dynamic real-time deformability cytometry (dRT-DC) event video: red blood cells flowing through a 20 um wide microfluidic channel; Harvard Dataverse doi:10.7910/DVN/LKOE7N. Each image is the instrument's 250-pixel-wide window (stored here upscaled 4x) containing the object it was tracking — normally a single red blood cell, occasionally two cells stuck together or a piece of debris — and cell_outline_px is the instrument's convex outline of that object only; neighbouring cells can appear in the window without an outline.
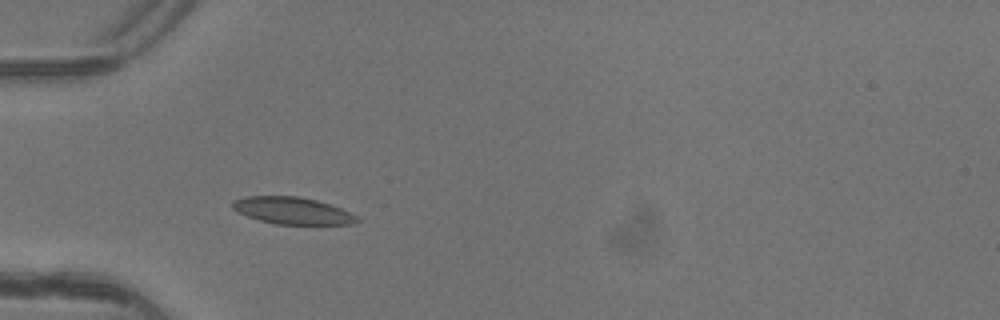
{"species": "common noctule bat (a hibernating species)", "species_latin": "Nyctalus noctula", "temperature_condition": "warm", "stored_images_in_passage": 4, "camera_frame_rate_fps": 3000, "um_per_image_px": 0.085, "animal": {"sex": "female"}, "frame": {"image": 1, "passage_image": 2, "time_ms": 0.333, "image_size_px": [1000, 320], "cell_outline_px": [[360, 220], [352, 224], [276, 224], [260, 220], [236, 212], [232, 208], [232, 200], [244, 196], [296, 196], [316, 200], [340, 208], [356, 216]], "centroid_in_image_um": [24.8, 17.9], "position_along_channel_um": 60.2, "area_um2": 19.42}}
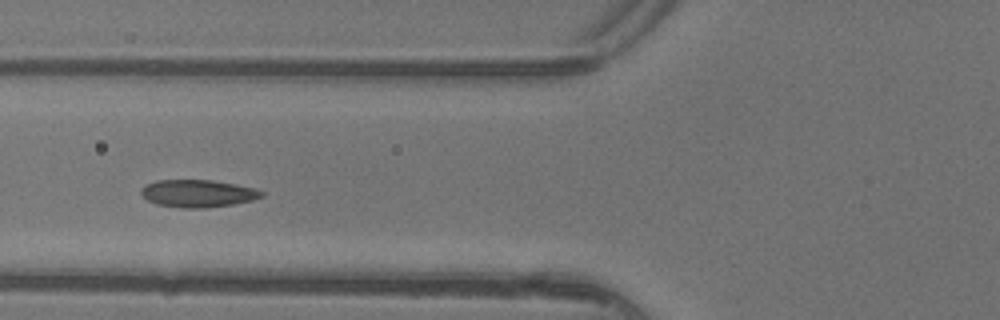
{"frame": {"image": 2, "passage_image": 3, "time_ms": 0.667, "image_size_px": [1000, 320], "cell_outline_px": [[264, 196], [252, 200], [232, 204], [204, 208], [180, 208], [156, 204], [148, 200], [140, 192], [140, 188], [156, 180], [212, 180], [236, 184], [252, 188], [264, 192]], "centroid_in_image_um": [16.8, 16.44], "position_along_channel_um": 109.0, "area_um2": 19.19}}
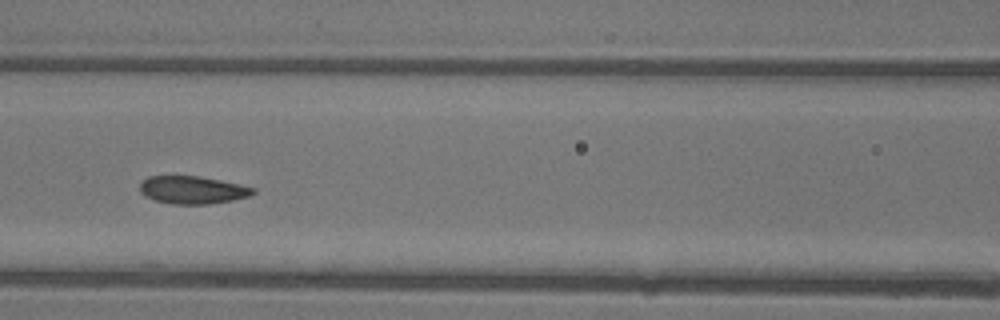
{"frame": {"image": 3, "passage_image": 4, "time_ms": 1.0, "image_size_px": [1000, 320], "cell_outline_px": [[256, 192], [248, 196], [232, 200], [208, 204], [172, 204], [156, 200], [144, 196], [140, 192], [140, 184], [148, 176], [200, 176], [240, 184], [256, 188]], "centroid_in_image_um": [16.37, 16.14], "position_along_channel_um": 150.2, "area_um2": 18.26}}